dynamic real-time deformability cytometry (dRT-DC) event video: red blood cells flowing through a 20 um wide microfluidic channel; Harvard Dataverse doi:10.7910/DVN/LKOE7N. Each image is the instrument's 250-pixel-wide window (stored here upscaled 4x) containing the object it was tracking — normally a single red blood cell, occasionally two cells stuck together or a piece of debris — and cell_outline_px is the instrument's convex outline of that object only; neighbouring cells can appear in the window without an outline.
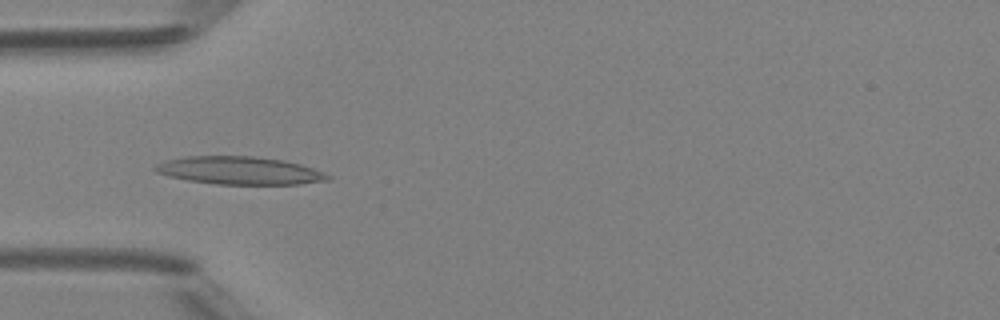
{"species": "Egyptian fruit bat (a non-hibernating species)", "species_latin": "Rousettus aegyptiacus", "temperature_condition": "room temperature", "stored_images_in_passage": 28, "camera_frame_rate_fps": 3000, "um_per_image_px": 0.085, "animal": {"sex": "female"}, "frame": {"image": 1, "passage_image": 2, "time_ms": 0.333, "image_size_px": [1000, 320], "cell_outline_px": [[332, 176], [328, 180], [300, 184], [216, 184], [188, 180], [168, 176], [156, 172], [152, 168], [156, 164], [164, 160], [188, 156], [256, 156], [284, 160], [300, 164], [324, 172]], "centroid_in_image_um": [20.34, 14.49], "position_along_channel_um": 64.7, "area_um2": 28.09}}
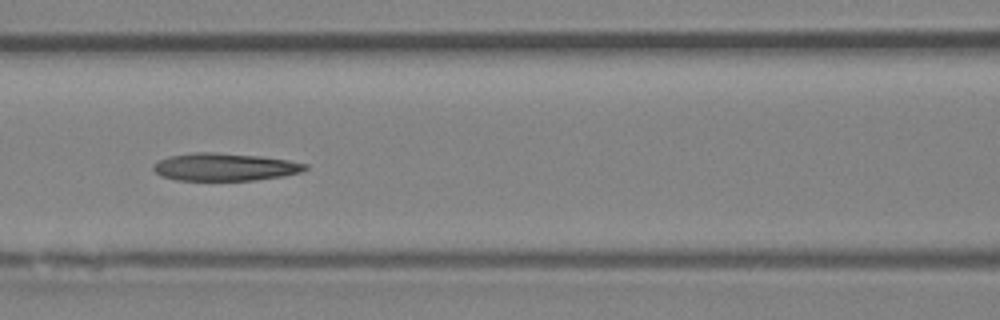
{"frame": {"image": 2, "passage_image": 8, "time_ms": 2.333, "image_size_px": [1000, 320], "cell_outline_px": [[308, 168], [300, 172], [280, 176], [252, 180], [176, 180], [160, 176], [152, 168], [152, 164], [168, 156], [196, 152], [212, 152], [260, 156], [288, 160], [308, 164]], "centroid_in_image_um": [19.06, 14.19], "position_along_channel_um": 147.5, "area_um2": 24.33}}
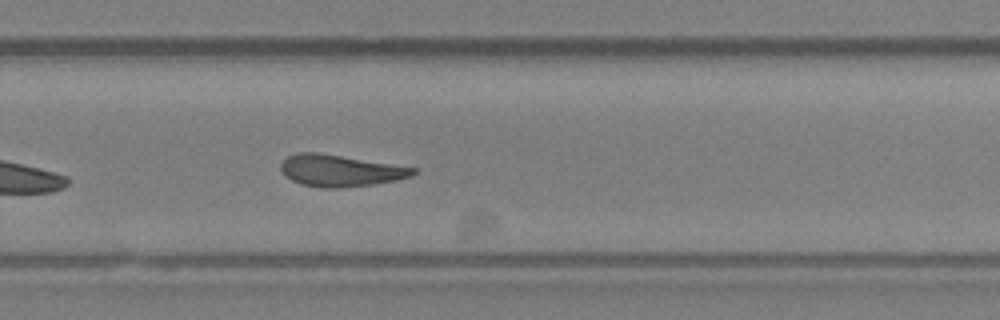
{"frame": {"image": 3, "passage_image": 19, "time_ms": 6.0, "image_size_px": [1000, 320], "cell_outline_px": [[420, 168], [416, 172], [408, 176], [392, 180], [372, 184], [344, 188], [320, 188], [300, 184], [284, 176], [280, 168], [280, 164], [288, 156], [296, 152], [320, 152]], "centroid_in_image_um": [28.88, 14.49], "position_along_channel_um": 300.9, "area_um2": 24.62}, "authors_computed_cell_mechanics": {"area_um2": 24.8829, "velocity_mm_per_s": 4.1947, "shape_relaxation_time_tau1_ms": null, "shape_relaxation_time_tau2_ms": 3.9888, "deformation_change_tau1": null, "deformation_change_tau2": 0.1441}}